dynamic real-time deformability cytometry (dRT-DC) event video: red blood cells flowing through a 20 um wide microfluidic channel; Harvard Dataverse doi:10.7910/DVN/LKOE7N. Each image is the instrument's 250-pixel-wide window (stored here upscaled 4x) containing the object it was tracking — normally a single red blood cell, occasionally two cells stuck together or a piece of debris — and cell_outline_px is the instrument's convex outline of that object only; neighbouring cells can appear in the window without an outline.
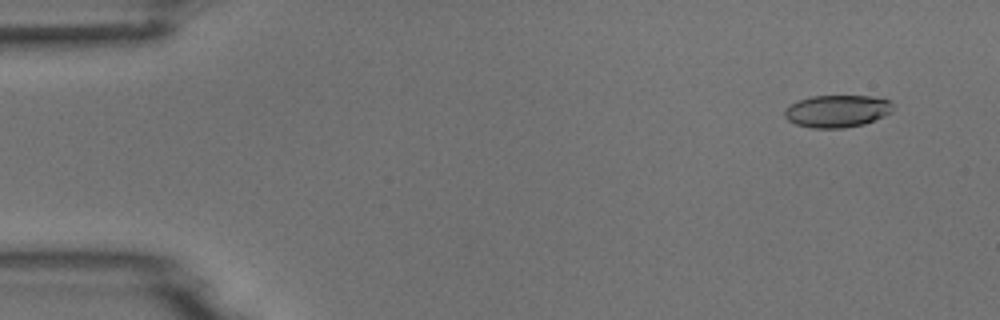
{"species": "common noctule bat (a hibernating species)", "species_latin": "Nyctalus noctula", "temperature_condition": "room temperature", "stored_images_in_passage": 6, "camera_frame_rate_fps": 3000, "um_per_image_px": 0.085, "animal": {"sex": "male", "body_mass_g": 18.8}, "frame": {"image": 1, "passage_image": 1, "time_ms": 0.0, "image_size_px": [1000, 320], "cell_outline_px": [[892, 112], [884, 116], [864, 124], [844, 128], [812, 128], [796, 124], [788, 120], [784, 116], [784, 112], [792, 104], [800, 100], [812, 96], [868, 96], [888, 100], [892, 104]], "centroid_in_image_um": [71.16, 9.45], "position_along_channel_um": 13.8, "area_um2": 20.17}}
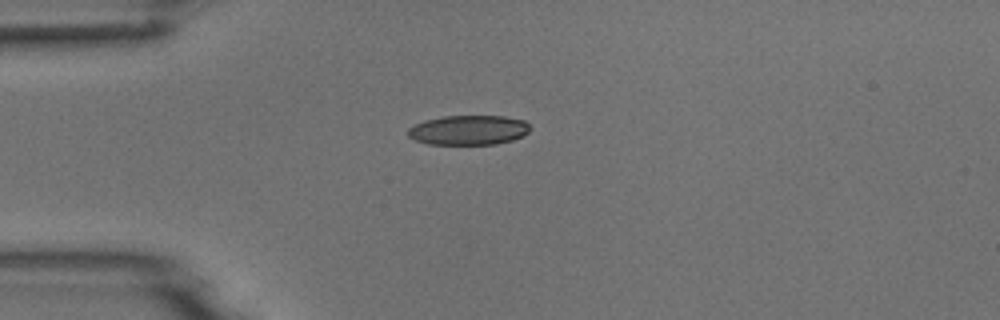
{"frame": {"image": 2, "passage_image": 4, "time_ms": 3.333, "image_size_px": [1000, 320], "cell_outline_px": [[532, 128], [528, 132], [512, 140], [496, 144], [428, 144], [416, 140], [408, 136], [408, 128], [424, 120], [444, 116], [504, 116], [524, 120]], "centroid_in_image_um": [39.83, 11.05], "position_along_channel_um": 45.2, "area_um2": 21.04}}
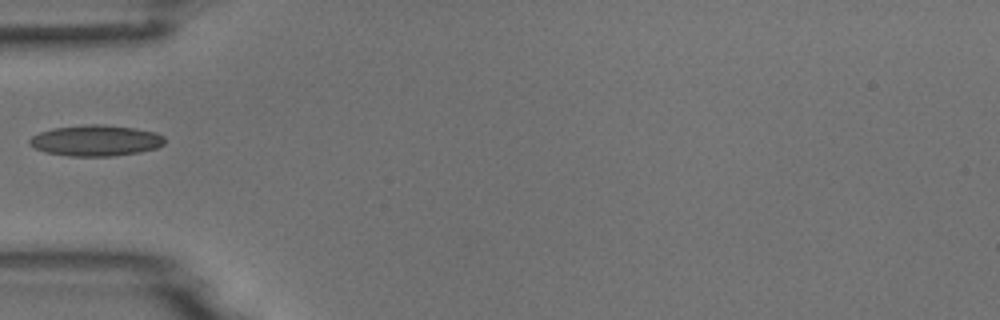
{"frame": {"image": 3, "passage_image": 5, "time_ms": 4.667, "image_size_px": [1000, 320], "cell_outline_px": [[164, 144], [156, 148], [140, 152], [112, 156], [68, 156], [44, 152], [28, 144], [28, 140], [32, 136], [40, 132], [52, 128], [92, 124], [100, 124], [136, 128], [156, 132], [164, 136]], "centroid_in_image_um": [8.14, 11.95], "position_along_channel_um": 76.9, "area_um2": 24.45}}